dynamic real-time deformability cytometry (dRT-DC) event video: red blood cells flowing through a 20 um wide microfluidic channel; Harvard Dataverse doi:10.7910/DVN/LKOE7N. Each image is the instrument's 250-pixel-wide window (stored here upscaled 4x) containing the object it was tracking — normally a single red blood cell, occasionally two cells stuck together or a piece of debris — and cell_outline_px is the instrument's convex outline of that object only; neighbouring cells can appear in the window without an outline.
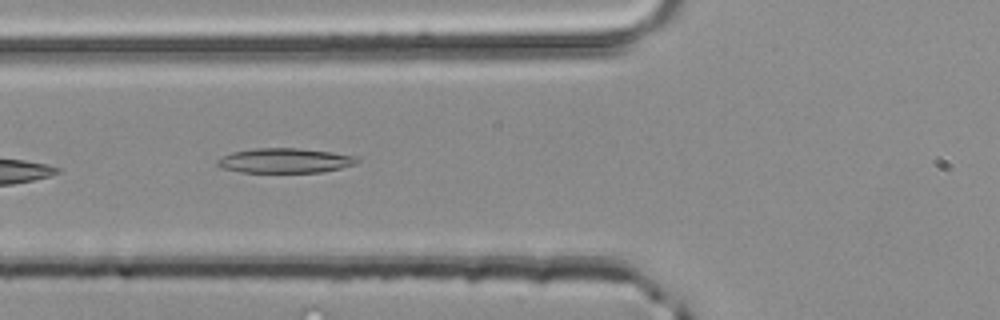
{"species": "common noctule bat (a hibernating species)", "species_latin": "Nyctalus noctula", "temperature_condition": "room temperature", "stored_images_in_passage": 3, "camera_frame_rate_fps": 3000, "um_per_image_px": 0.085, "animal": {"sex": "male", "body_mass_g": 20.4}, "frame": {"image": 1, "passage_image": 3, "time_ms": 0.667, "image_size_px": [1000, 320], "cell_outline_px": [[360, 160], [356, 164], [340, 168], [320, 172], [240, 172], [220, 168], [216, 164], [216, 160], [232, 152], [252, 148], [296, 148], [328, 152], [352, 156]], "centroid_in_image_um": [24.14, 13.65], "position_along_channel_um": 101.7, "area_um2": 19.94}}